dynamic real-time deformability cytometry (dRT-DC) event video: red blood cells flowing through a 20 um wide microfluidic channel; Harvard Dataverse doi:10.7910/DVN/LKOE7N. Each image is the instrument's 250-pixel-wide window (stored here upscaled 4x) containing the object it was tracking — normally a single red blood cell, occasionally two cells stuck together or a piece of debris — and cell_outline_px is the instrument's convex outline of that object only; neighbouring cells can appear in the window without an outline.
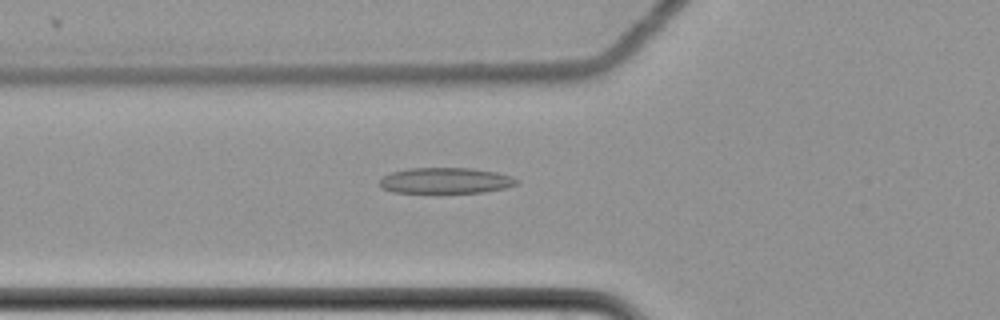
{"species": "common noctule bat (a hibernating species)", "species_latin": "Nyctalus noctula", "temperature_condition": "cold", "stored_images_in_passage": 60, "camera_frame_rate_fps": 3000, "um_per_image_px": 0.085, "animal": {"sex": "female", "body_mass_g": 22.7, "forearm_length_mm": 54.2}, "frame": {"image": 1, "passage_image": 23, "time_ms": 7.333, "image_size_px": [1000, 320], "cell_outline_px": [[520, 180], [516, 184], [504, 188], [484, 192], [392, 192], [380, 188], [380, 180], [384, 176], [392, 172], [408, 168], [472, 168], [496, 172], [512, 176]], "centroid_in_image_um": [37.88, 15.34], "position_along_channel_um": 87.9, "area_um2": 20.52}}
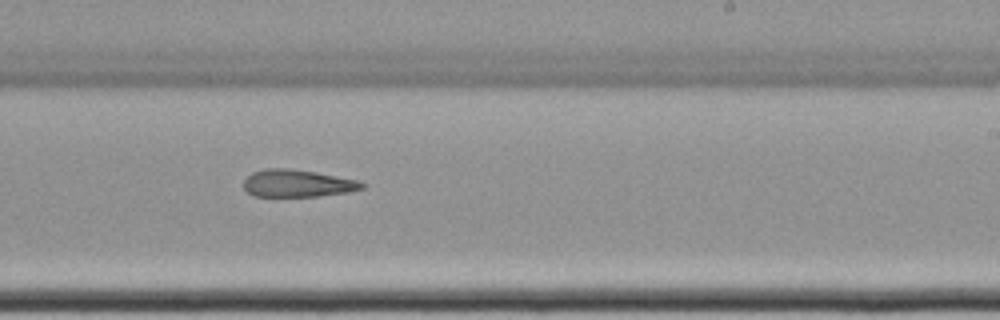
{"frame": {"image": 2, "passage_image": 38, "time_ms": 12.333, "image_size_px": [1000, 320], "cell_outline_px": [[364, 188], [348, 192], [316, 196], [252, 196], [244, 188], [244, 180], [252, 172], [264, 168], [288, 168], [316, 172], [356, 180], [364, 184]], "centroid_in_image_um": [25.24, 15.58], "position_along_channel_um": 263.8, "area_um2": 18.73}}
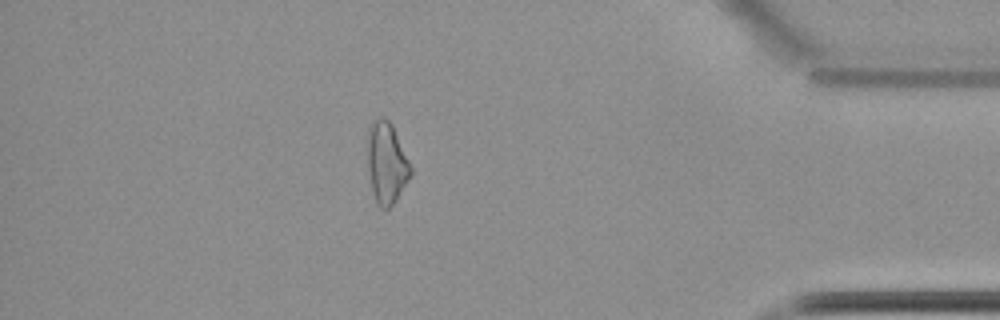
{"frame": {"image": 3, "passage_image": 53, "time_ms": 17.333, "image_size_px": [1000, 320], "cell_outline_px": [[412, 176], [396, 200], [388, 208], [380, 208], [376, 200], [372, 188], [368, 172], [364, 144], [368, 128], [372, 120], [380, 116], [384, 116], [392, 124], [412, 168]], "centroid_in_image_um": [32.81, 13.78], "position_along_channel_um": 402.4, "area_um2": 21.1}}